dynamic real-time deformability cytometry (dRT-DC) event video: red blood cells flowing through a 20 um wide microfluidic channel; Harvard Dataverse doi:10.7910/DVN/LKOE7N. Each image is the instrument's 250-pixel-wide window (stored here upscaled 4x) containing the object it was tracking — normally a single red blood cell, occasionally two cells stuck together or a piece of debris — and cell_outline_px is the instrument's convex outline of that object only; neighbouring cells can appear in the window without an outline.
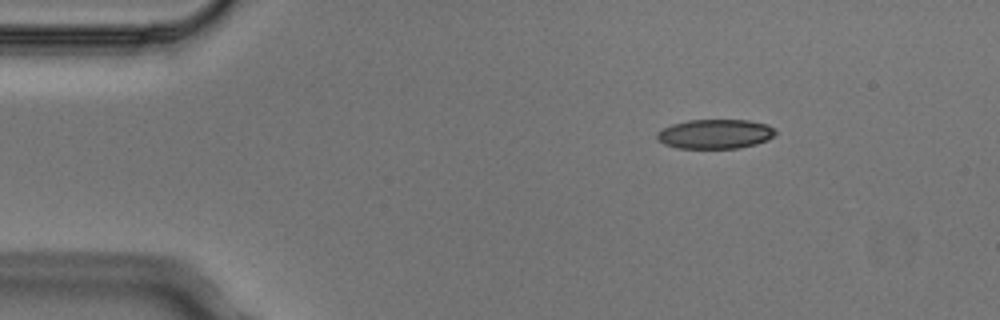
{"species": "Egyptian fruit bat (a non-hibernating species)", "species_latin": "Rousettus aegyptiacus", "temperature_condition": "cold", "stored_images_in_passage": 6, "camera_frame_rate_fps": 3000, "um_per_image_px": 0.085, "animal": {"sex": "male"}, "frame": {"image": 1, "passage_image": 6, "time_ms": 1.667, "image_size_px": [1000, 320], "cell_outline_px": [[776, 132], [768, 140], [756, 144], [740, 148], [676, 148], [664, 144], [656, 140], [656, 132], [672, 124], [688, 120], [748, 120], [768, 124]], "centroid_in_image_um": [60.76, 11.39], "position_along_channel_um": 24.2, "area_um2": 20.4}}